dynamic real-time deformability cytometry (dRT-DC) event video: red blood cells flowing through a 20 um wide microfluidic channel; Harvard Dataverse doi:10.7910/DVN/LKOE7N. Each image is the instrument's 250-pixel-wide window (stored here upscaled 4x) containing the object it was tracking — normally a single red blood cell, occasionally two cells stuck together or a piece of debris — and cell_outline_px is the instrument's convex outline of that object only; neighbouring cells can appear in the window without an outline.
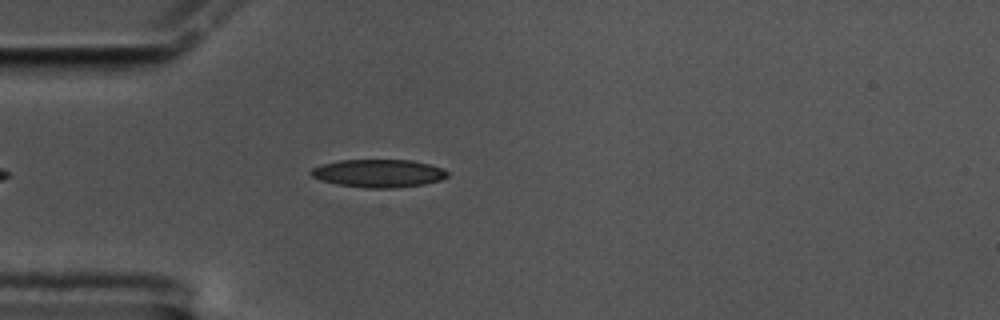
{"species": "common noctule bat (a hibernating species)", "species_latin": "Nyctalus noctula", "temperature_condition": "cold", "stored_images_in_passage": 49, "camera_frame_rate_fps": 3000, "um_per_image_px": 0.085, "animal": {"sex": "male", "body_mass_g": 17.5, "forearm_length_mm": 52.3}, "frame": {"image": 1, "passage_image": 7, "time_ms": 2.0, "image_size_px": [1000, 320], "cell_outline_px": [[448, 176], [440, 180], [424, 184], [392, 188], [364, 188], [336, 184], [320, 180], [312, 176], [308, 172], [312, 168], [324, 164], [340, 160], [412, 160], [444, 168], [448, 172]], "centroid_in_image_um": [32.17, 14.73], "position_along_channel_um": 52.8, "area_um2": 22.25}}
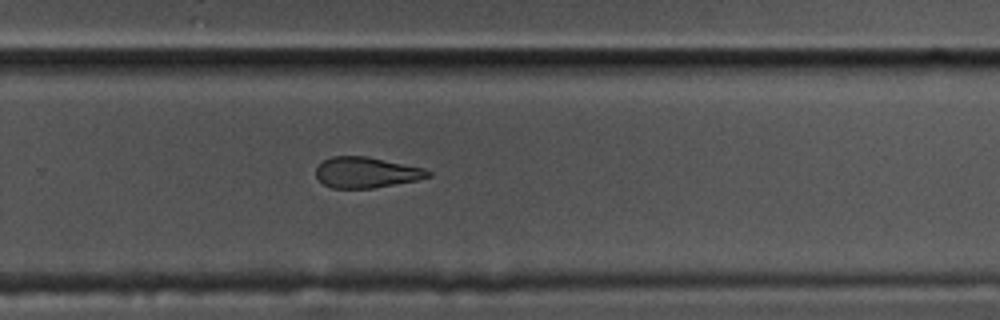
{"frame": {"image": 2, "passage_image": 29, "time_ms": 9.333, "image_size_px": [1000, 320], "cell_outline_px": [[432, 176], [416, 180], [372, 188], [332, 188], [324, 184], [316, 176], [316, 168], [324, 160], [332, 156], [368, 156], [424, 168], [432, 172]], "centroid_in_image_um": [31.15, 14.65], "position_along_channel_um": 298.7, "area_um2": 20.0}}
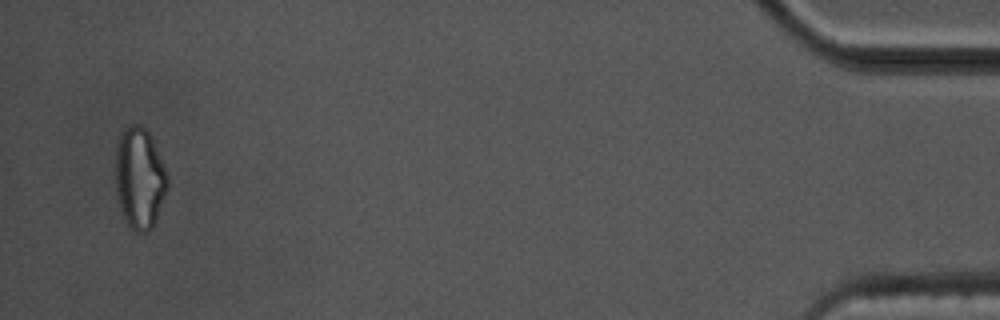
{"frame": {"image": 3, "passage_image": 47, "time_ms": 15.333, "image_size_px": [1000, 320], "cell_outline_px": [[168, 188], [156, 220], [152, 228], [148, 232], [136, 232], [128, 224], [120, 208], [116, 192], [116, 144], [120, 132], [128, 124], [136, 124], [144, 128], [148, 132], [152, 140], [168, 176]], "centroid_in_image_um": [11.85, 15.14], "position_along_channel_um": 423.3, "area_um2": 30.58}, "authors_computed_cell_mechanics": {"area_um2": 22.0218, "velocity_mm_per_s": 3.4593, "shape_relaxation_time_tau1_ms": 4.7286, "shape_relaxation_time_tau2_ms": 4.7562, "deformation_change_tau1": 0.1301, "deformation_change_tau2": 0.1315}}